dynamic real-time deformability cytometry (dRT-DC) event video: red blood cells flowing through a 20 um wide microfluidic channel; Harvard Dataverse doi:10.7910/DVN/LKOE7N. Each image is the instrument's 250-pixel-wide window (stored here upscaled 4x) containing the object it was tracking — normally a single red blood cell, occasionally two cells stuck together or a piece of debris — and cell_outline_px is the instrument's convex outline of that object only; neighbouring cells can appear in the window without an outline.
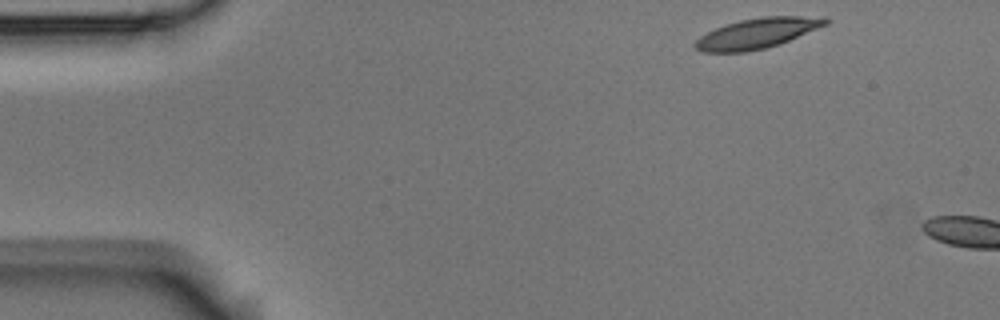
{"species": "Egyptian fruit bat (a non-hibernating species)", "species_latin": "Rousettus aegyptiacus", "temperature_condition": "room temperature", "stored_images_in_passage": 2, "camera_frame_rate_fps": 3000, "um_per_image_px": 0.085, "animal": {"sex": "male"}, "frame": {"image": 1, "passage_image": 1, "time_ms": 0.0, "image_size_px": [1000, 320], "cell_outline_px": [[832, 20], [828, 24], [780, 44], [748, 52], [700, 52], [692, 44], [700, 36], [716, 28], [740, 20], [764, 16], [828, 16]], "centroid_in_image_um": [64.42, 2.82], "position_along_channel_um": 20.6, "area_um2": 23.12}}